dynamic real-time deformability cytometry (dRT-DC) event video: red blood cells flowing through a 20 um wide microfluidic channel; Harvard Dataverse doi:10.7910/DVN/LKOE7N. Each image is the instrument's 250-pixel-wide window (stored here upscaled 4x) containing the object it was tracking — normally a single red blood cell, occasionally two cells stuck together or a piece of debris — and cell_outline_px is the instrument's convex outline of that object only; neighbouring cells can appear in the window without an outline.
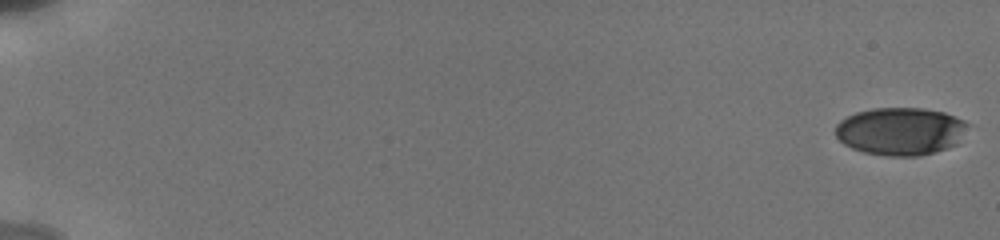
{"species": "human", "species_latin": "Homo sapiens", "temperature_condition": "cold", "stored_images_in_passage": 11, "camera_frame_rate_fps": 3000, "um_per_image_px": 0.085, "donor": {"sex": "male"}, "frame": {"image": 1, "passage_image": 1, "time_ms": 0.0, "image_size_px": [1000, 240], "cell_outline_px": [[972, 124], [956, 144], [948, 148], [936, 152], [920, 156], [884, 156], [864, 152], [852, 148], [844, 144], [836, 136], [836, 124], [840, 120], [856, 112], [872, 108], [924, 108], [944, 112], [964, 120]], "centroid_in_image_um": [76.58, 11.16], "position_along_channel_um": 8.4, "area_um2": 37.17}}
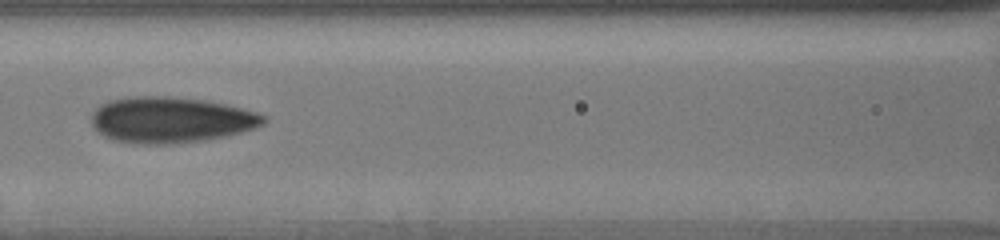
{"frame": {"image": 2, "passage_image": 10, "time_ms": 9.0, "image_size_px": [1000, 240], "cell_outline_px": [[268, 120], [264, 124], [256, 128], [228, 136], [208, 140], [172, 144], [140, 144], [112, 140], [104, 136], [92, 124], [92, 112], [100, 104], [108, 100], [136, 96], [168, 96], [204, 100], [224, 104], [256, 112], [268, 116]], "centroid_in_image_um": [14.55, 10.2], "position_along_channel_um": 152.1, "area_um2": 46.41}}
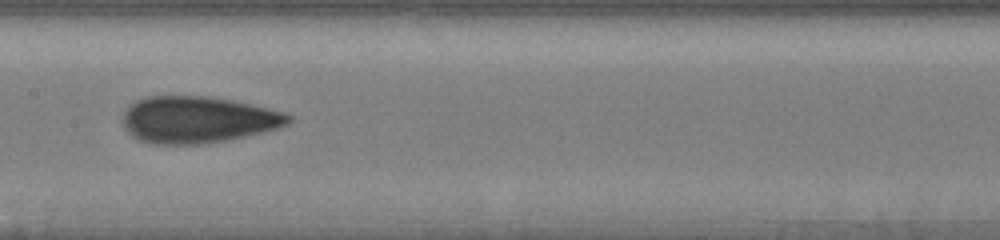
{"frame": {"image": 3, "passage_image": 11, "time_ms": 10.0, "image_size_px": [1000, 240], "cell_outline_px": [[292, 120], [288, 124], [264, 132], [228, 140], [200, 144], [152, 144], [140, 140], [132, 136], [124, 128], [120, 120], [124, 112], [136, 100], [144, 96], [208, 96], [232, 100], [252, 104], [284, 112], [292, 116]], "centroid_in_image_um": [16.79, 10.17], "position_along_channel_um": 190.6, "area_um2": 45.37}}